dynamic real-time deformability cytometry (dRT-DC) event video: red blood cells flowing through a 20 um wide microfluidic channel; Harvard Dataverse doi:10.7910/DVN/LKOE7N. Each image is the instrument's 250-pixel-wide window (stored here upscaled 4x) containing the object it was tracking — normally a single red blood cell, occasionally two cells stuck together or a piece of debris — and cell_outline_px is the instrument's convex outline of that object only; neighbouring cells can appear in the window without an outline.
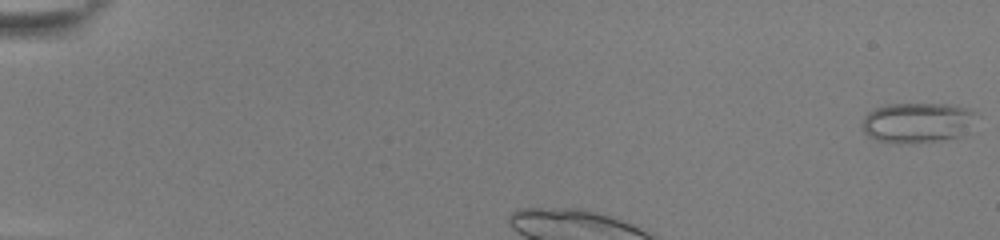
{"species": "common noctule bat (a hibernating species)", "species_latin": "Nyctalus noctula", "temperature_condition": "room temperature", "stored_images_in_passage": 36, "camera_frame_rate_fps": 3000, "um_per_image_px": 0.085, "animal": {"sex": "female", "body_mass_g": 22.0, "forearm_length_mm": 56.7}, "frame": {"image": 1, "passage_image": 1, "time_ms": 0.0, "image_size_px": [1000, 240], "cell_outline_px": [[980, 116], [956, 136], [940, 140], [900, 144], [880, 140], [868, 136], [864, 132], [864, 116], [868, 112], [876, 108], [888, 104], [948, 104], [968, 108], [976, 112]], "centroid_in_image_um": [77.97, 10.4], "position_along_channel_um": 7.0, "area_um2": 26.3}, "authors_computed_cell_mechanics": {"area_um2": 17.7157, "velocity_mm_per_s": 3.8621, "shape_relaxation_time_tau1_ms": 10.323, "shape_relaxation_time_tau2_ms": 1.4949, "deformation_change_tau1": 0.1289, "deformation_change_tau2": 0.0764}}